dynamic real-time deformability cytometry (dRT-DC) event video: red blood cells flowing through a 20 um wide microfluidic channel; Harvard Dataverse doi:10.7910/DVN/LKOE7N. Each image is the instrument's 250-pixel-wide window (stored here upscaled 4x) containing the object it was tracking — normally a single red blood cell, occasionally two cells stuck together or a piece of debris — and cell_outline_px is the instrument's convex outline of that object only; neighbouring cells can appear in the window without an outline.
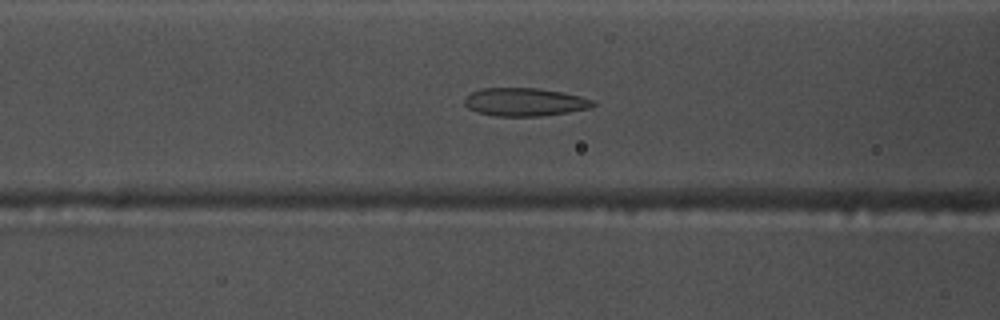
{"species": "common noctule bat (a hibernating species)", "species_latin": "Nyctalus noctula", "temperature_condition": "warm", "stored_images_in_passage": 46, "camera_frame_rate_fps": 3000, "um_per_image_px": 0.085, "animal": {"sex": "male", "body_mass_g": 17.5, "forearm_length_mm": 52.3}, "frame": {"image": 1, "passage_image": 13, "time_ms": 4.0, "image_size_px": [1000, 320], "cell_outline_px": [[596, 104], [592, 108], [568, 112], [540, 116], [496, 116], [476, 112], [468, 108], [464, 104], [464, 96], [472, 92], [484, 88], [540, 88], [580, 96], [592, 100]], "centroid_in_image_um": [44.58, 8.67], "position_along_channel_um": 122.0, "area_um2": 21.1}}
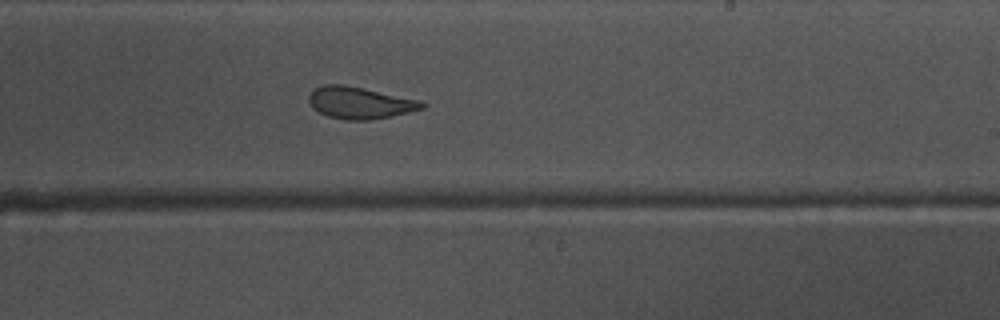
{"frame": {"image": 2, "passage_image": 24, "time_ms": 7.667, "image_size_px": [1000, 320], "cell_outline_px": [[428, 104], [424, 108], [408, 112], [368, 120], [344, 120], [328, 116], [312, 108], [308, 100], [308, 96], [316, 88], [324, 84], [344, 84], [364, 88], [420, 100]], "centroid_in_image_um": [30.58, 8.73], "position_along_channel_um": 258.4, "area_um2": 20.92}}
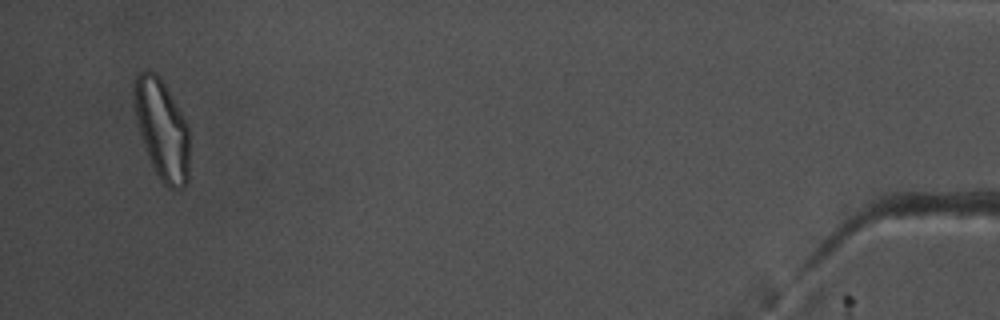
{"frame": {"image": 3, "passage_image": 44, "time_ms": 14.333, "image_size_px": [1000, 320], "cell_outline_px": [[188, 180], [184, 188], [176, 192], [168, 188], [160, 180], [152, 164], [144, 144], [136, 120], [132, 92], [132, 80], [140, 72], [152, 72], [160, 76], [180, 112], [188, 128]], "centroid_in_image_um": [13.75, 11.02], "position_along_channel_um": 421.5, "area_um2": 32.02}, "authors_computed_cell_mechanics": {"area_um2": 22.3975, "velocity_mm_per_s": 3.7325, "shape_relaxation_time_tau1_ms": null, "shape_relaxation_time_tau2_ms": 1.749, "deformation_change_tau1": null, "deformation_change_tau2": 0.0921}}